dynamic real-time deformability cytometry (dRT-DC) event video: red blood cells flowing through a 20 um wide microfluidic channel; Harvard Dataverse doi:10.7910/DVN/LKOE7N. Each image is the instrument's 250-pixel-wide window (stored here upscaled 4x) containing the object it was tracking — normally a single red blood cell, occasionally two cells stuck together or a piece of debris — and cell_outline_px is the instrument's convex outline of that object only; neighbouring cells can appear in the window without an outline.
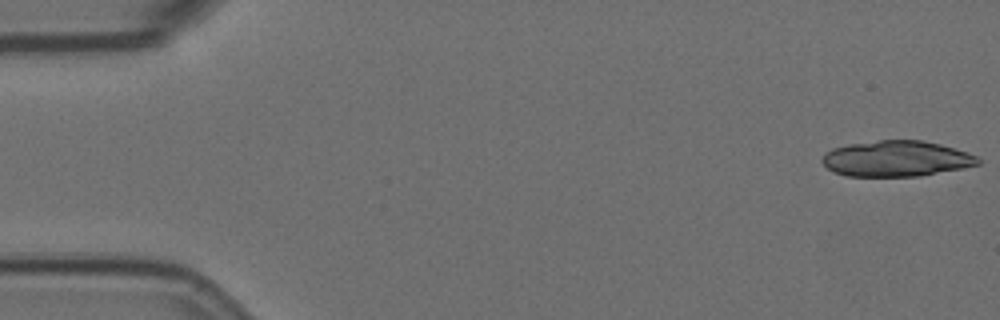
{"species": "Egyptian fruit bat (a non-hibernating species)", "species_latin": "Rousettus aegyptiacus", "temperature_condition": "room temperature", "stored_images_in_passage": 19, "camera_frame_rate_fps": 3000, "um_per_image_px": 0.085, "animal": {"sex": "female"}, "frame": {"image": 1, "passage_image": 1, "time_ms": 0.0, "image_size_px": [1000, 320], "cell_outline_px": [[980, 164], [920, 176], [848, 176], [832, 172], [820, 160], [824, 152], [832, 148], [848, 144], [880, 140], [920, 140], [940, 144], [968, 152], [976, 156], [980, 160]], "centroid_in_image_um": [76.14, 13.48], "position_along_channel_um": 8.9, "area_um2": 32.48}}